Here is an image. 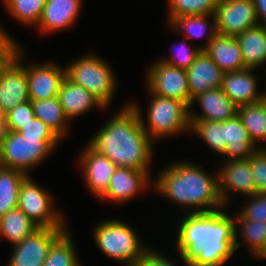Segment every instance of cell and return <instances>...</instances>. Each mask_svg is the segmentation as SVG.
Here are the masks:
<instances>
[{
  "instance_id": "36",
  "label": "cell",
  "mask_w": 266,
  "mask_h": 266,
  "mask_svg": "<svg viewBox=\"0 0 266 266\" xmlns=\"http://www.w3.org/2000/svg\"><path fill=\"white\" fill-rule=\"evenodd\" d=\"M259 148L249 157L257 194H266V147Z\"/></svg>"
},
{
  "instance_id": "37",
  "label": "cell",
  "mask_w": 266,
  "mask_h": 266,
  "mask_svg": "<svg viewBox=\"0 0 266 266\" xmlns=\"http://www.w3.org/2000/svg\"><path fill=\"white\" fill-rule=\"evenodd\" d=\"M186 44H188L187 41L183 40L180 44L181 46H178V49L171 51L173 52L170 56L171 58H161V61L176 68L187 70L202 50L199 47H188Z\"/></svg>"
},
{
  "instance_id": "22",
  "label": "cell",
  "mask_w": 266,
  "mask_h": 266,
  "mask_svg": "<svg viewBox=\"0 0 266 266\" xmlns=\"http://www.w3.org/2000/svg\"><path fill=\"white\" fill-rule=\"evenodd\" d=\"M58 98L69 120L88 112L93 107L107 108L83 86L77 85L67 78L63 80L60 86Z\"/></svg>"
},
{
  "instance_id": "11",
  "label": "cell",
  "mask_w": 266,
  "mask_h": 266,
  "mask_svg": "<svg viewBox=\"0 0 266 266\" xmlns=\"http://www.w3.org/2000/svg\"><path fill=\"white\" fill-rule=\"evenodd\" d=\"M67 228H38L14 244L7 266H43L49 248Z\"/></svg>"
},
{
  "instance_id": "7",
  "label": "cell",
  "mask_w": 266,
  "mask_h": 266,
  "mask_svg": "<svg viewBox=\"0 0 266 266\" xmlns=\"http://www.w3.org/2000/svg\"><path fill=\"white\" fill-rule=\"evenodd\" d=\"M75 60L65 67L66 78L83 86L106 107L109 106L117 85L111 67L95 54H88Z\"/></svg>"
},
{
  "instance_id": "17",
  "label": "cell",
  "mask_w": 266,
  "mask_h": 266,
  "mask_svg": "<svg viewBox=\"0 0 266 266\" xmlns=\"http://www.w3.org/2000/svg\"><path fill=\"white\" fill-rule=\"evenodd\" d=\"M186 74L190 92V105L192 99L198 94L220 88L224 76V72L204 50L196 56L192 65L186 70Z\"/></svg>"
},
{
  "instance_id": "13",
  "label": "cell",
  "mask_w": 266,
  "mask_h": 266,
  "mask_svg": "<svg viewBox=\"0 0 266 266\" xmlns=\"http://www.w3.org/2000/svg\"><path fill=\"white\" fill-rule=\"evenodd\" d=\"M23 66L27 70L30 101L58 96L60 86L66 78L65 67L61 68L52 62Z\"/></svg>"
},
{
  "instance_id": "8",
  "label": "cell",
  "mask_w": 266,
  "mask_h": 266,
  "mask_svg": "<svg viewBox=\"0 0 266 266\" xmlns=\"http://www.w3.org/2000/svg\"><path fill=\"white\" fill-rule=\"evenodd\" d=\"M27 176L19 187L18 208L39 228H68L61 213L53 208L52 196Z\"/></svg>"
},
{
  "instance_id": "14",
  "label": "cell",
  "mask_w": 266,
  "mask_h": 266,
  "mask_svg": "<svg viewBox=\"0 0 266 266\" xmlns=\"http://www.w3.org/2000/svg\"><path fill=\"white\" fill-rule=\"evenodd\" d=\"M23 50L0 78V110L3 114L29 101L27 70L22 65Z\"/></svg>"
},
{
  "instance_id": "42",
  "label": "cell",
  "mask_w": 266,
  "mask_h": 266,
  "mask_svg": "<svg viewBox=\"0 0 266 266\" xmlns=\"http://www.w3.org/2000/svg\"><path fill=\"white\" fill-rule=\"evenodd\" d=\"M253 4L255 7L259 25L266 27V0H253Z\"/></svg>"
},
{
  "instance_id": "4",
  "label": "cell",
  "mask_w": 266,
  "mask_h": 266,
  "mask_svg": "<svg viewBox=\"0 0 266 266\" xmlns=\"http://www.w3.org/2000/svg\"><path fill=\"white\" fill-rule=\"evenodd\" d=\"M127 223L112 219L99 223L93 231L98 248L107 256L133 266L151 249L142 244V240Z\"/></svg>"
},
{
  "instance_id": "18",
  "label": "cell",
  "mask_w": 266,
  "mask_h": 266,
  "mask_svg": "<svg viewBox=\"0 0 266 266\" xmlns=\"http://www.w3.org/2000/svg\"><path fill=\"white\" fill-rule=\"evenodd\" d=\"M194 101L198 102L202 113H195L189 110L190 120H205V121H226L234 118L237 115L238 106L235 105L222 91L221 87L208 90L198 94L192 99L189 107L191 109Z\"/></svg>"
},
{
  "instance_id": "41",
  "label": "cell",
  "mask_w": 266,
  "mask_h": 266,
  "mask_svg": "<svg viewBox=\"0 0 266 266\" xmlns=\"http://www.w3.org/2000/svg\"><path fill=\"white\" fill-rule=\"evenodd\" d=\"M133 266H176L166 256L160 255L159 251L150 249L142 259Z\"/></svg>"
},
{
  "instance_id": "38",
  "label": "cell",
  "mask_w": 266,
  "mask_h": 266,
  "mask_svg": "<svg viewBox=\"0 0 266 266\" xmlns=\"http://www.w3.org/2000/svg\"><path fill=\"white\" fill-rule=\"evenodd\" d=\"M5 115L8 118L11 131H19L35 118L31 101H26L9 110Z\"/></svg>"
},
{
  "instance_id": "20",
  "label": "cell",
  "mask_w": 266,
  "mask_h": 266,
  "mask_svg": "<svg viewBox=\"0 0 266 266\" xmlns=\"http://www.w3.org/2000/svg\"><path fill=\"white\" fill-rule=\"evenodd\" d=\"M82 0H47L36 26L43 33H52L74 25L80 13Z\"/></svg>"
},
{
  "instance_id": "26",
  "label": "cell",
  "mask_w": 266,
  "mask_h": 266,
  "mask_svg": "<svg viewBox=\"0 0 266 266\" xmlns=\"http://www.w3.org/2000/svg\"><path fill=\"white\" fill-rule=\"evenodd\" d=\"M35 117L42 120L61 139L67 133L69 119L65 115L58 96L31 101Z\"/></svg>"
},
{
  "instance_id": "43",
  "label": "cell",
  "mask_w": 266,
  "mask_h": 266,
  "mask_svg": "<svg viewBox=\"0 0 266 266\" xmlns=\"http://www.w3.org/2000/svg\"><path fill=\"white\" fill-rule=\"evenodd\" d=\"M11 129L9 126L8 118L5 114L0 116V146L10 135Z\"/></svg>"
},
{
  "instance_id": "21",
  "label": "cell",
  "mask_w": 266,
  "mask_h": 266,
  "mask_svg": "<svg viewBox=\"0 0 266 266\" xmlns=\"http://www.w3.org/2000/svg\"><path fill=\"white\" fill-rule=\"evenodd\" d=\"M204 51L224 73L246 69L236 37L217 34Z\"/></svg>"
},
{
  "instance_id": "16",
  "label": "cell",
  "mask_w": 266,
  "mask_h": 266,
  "mask_svg": "<svg viewBox=\"0 0 266 266\" xmlns=\"http://www.w3.org/2000/svg\"><path fill=\"white\" fill-rule=\"evenodd\" d=\"M150 174L146 171L117 167L110 179L106 193L100 198L113 201V203H125L136 194H140L150 183Z\"/></svg>"
},
{
  "instance_id": "24",
  "label": "cell",
  "mask_w": 266,
  "mask_h": 266,
  "mask_svg": "<svg viewBox=\"0 0 266 266\" xmlns=\"http://www.w3.org/2000/svg\"><path fill=\"white\" fill-rule=\"evenodd\" d=\"M239 42L245 68L255 69L266 62V27L257 25L240 35Z\"/></svg>"
},
{
  "instance_id": "5",
  "label": "cell",
  "mask_w": 266,
  "mask_h": 266,
  "mask_svg": "<svg viewBox=\"0 0 266 266\" xmlns=\"http://www.w3.org/2000/svg\"><path fill=\"white\" fill-rule=\"evenodd\" d=\"M151 94V103L148 106L147 122L136 103L129 104L140 116L142 128L153 139L167 138L185 131H190L189 106L181 101Z\"/></svg>"
},
{
  "instance_id": "6",
  "label": "cell",
  "mask_w": 266,
  "mask_h": 266,
  "mask_svg": "<svg viewBox=\"0 0 266 266\" xmlns=\"http://www.w3.org/2000/svg\"><path fill=\"white\" fill-rule=\"evenodd\" d=\"M60 140V137H26L18 131H11L0 146L2 166L29 176V170L45 160Z\"/></svg>"
},
{
  "instance_id": "12",
  "label": "cell",
  "mask_w": 266,
  "mask_h": 266,
  "mask_svg": "<svg viewBox=\"0 0 266 266\" xmlns=\"http://www.w3.org/2000/svg\"><path fill=\"white\" fill-rule=\"evenodd\" d=\"M225 161L217 172L219 196L223 205H226L230 196L228 193L233 190L245 196L257 194L250 159Z\"/></svg>"
},
{
  "instance_id": "15",
  "label": "cell",
  "mask_w": 266,
  "mask_h": 266,
  "mask_svg": "<svg viewBox=\"0 0 266 266\" xmlns=\"http://www.w3.org/2000/svg\"><path fill=\"white\" fill-rule=\"evenodd\" d=\"M80 154V165L88 190L97 198L107 191L110 179L117 166L105 155L99 154L86 145Z\"/></svg>"
},
{
  "instance_id": "40",
  "label": "cell",
  "mask_w": 266,
  "mask_h": 266,
  "mask_svg": "<svg viewBox=\"0 0 266 266\" xmlns=\"http://www.w3.org/2000/svg\"><path fill=\"white\" fill-rule=\"evenodd\" d=\"M18 132L26 137H59L42 120L36 117L26 125L22 126Z\"/></svg>"
},
{
  "instance_id": "25",
  "label": "cell",
  "mask_w": 266,
  "mask_h": 266,
  "mask_svg": "<svg viewBox=\"0 0 266 266\" xmlns=\"http://www.w3.org/2000/svg\"><path fill=\"white\" fill-rule=\"evenodd\" d=\"M212 18V24L208 22V17ZM173 31L181 32L186 35V38H199L206 36L207 41L205 45L199 46L201 50H204L209 42L217 35L216 23L214 15H191V16H179L176 17L169 25ZM211 26V27H210Z\"/></svg>"
},
{
  "instance_id": "10",
  "label": "cell",
  "mask_w": 266,
  "mask_h": 266,
  "mask_svg": "<svg viewBox=\"0 0 266 266\" xmlns=\"http://www.w3.org/2000/svg\"><path fill=\"white\" fill-rule=\"evenodd\" d=\"M217 34L237 37L259 25L253 0H219L215 12Z\"/></svg>"
},
{
  "instance_id": "19",
  "label": "cell",
  "mask_w": 266,
  "mask_h": 266,
  "mask_svg": "<svg viewBox=\"0 0 266 266\" xmlns=\"http://www.w3.org/2000/svg\"><path fill=\"white\" fill-rule=\"evenodd\" d=\"M253 70L224 73L221 89L237 106L257 103L265 96L264 92L256 91L258 79Z\"/></svg>"
},
{
  "instance_id": "2",
  "label": "cell",
  "mask_w": 266,
  "mask_h": 266,
  "mask_svg": "<svg viewBox=\"0 0 266 266\" xmlns=\"http://www.w3.org/2000/svg\"><path fill=\"white\" fill-rule=\"evenodd\" d=\"M108 157L117 167L149 173L153 141L142 128L140 116L130 105H124L87 144Z\"/></svg>"
},
{
  "instance_id": "28",
  "label": "cell",
  "mask_w": 266,
  "mask_h": 266,
  "mask_svg": "<svg viewBox=\"0 0 266 266\" xmlns=\"http://www.w3.org/2000/svg\"><path fill=\"white\" fill-rule=\"evenodd\" d=\"M235 225V250L239 249L241 244L238 242V233L243 237V242L247 244L252 255L257 256L266 244V223L259 220L245 219L238 211L236 217L234 216ZM236 225L239 226V231ZM246 241V242H245Z\"/></svg>"
},
{
  "instance_id": "27",
  "label": "cell",
  "mask_w": 266,
  "mask_h": 266,
  "mask_svg": "<svg viewBox=\"0 0 266 266\" xmlns=\"http://www.w3.org/2000/svg\"><path fill=\"white\" fill-rule=\"evenodd\" d=\"M38 228L18 207L0 217V236L13 245L28 237Z\"/></svg>"
},
{
  "instance_id": "23",
  "label": "cell",
  "mask_w": 266,
  "mask_h": 266,
  "mask_svg": "<svg viewBox=\"0 0 266 266\" xmlns=\"http://www.w3.org/2000/svg\"><path fill=\"white\" fill-rule=\"evenodd\" d=\"M224 135L227 145L225 152L221 156L226 158V160L249 159L259 148L252 142L238 115L224 121Z\"/></svg>"
},
{
  "instance_id": "1",
  "label": "cell",
  "mask_w": 266,
  "mask_h": 266,
  "mask_svg": "<svg viewBox=\"0 0 266 266\" xmlns=\"http://www.w3.org/2000/svg\"><path fill=\"white\" fill-rule=\"evenodd\" d=\"M177 227V250L187 266H221L236 252L234 217L223 210L189 211Z\"/></svg>"
},
{
  "instance_id": "45",
  "label": "cell",
  "mask_w": 266,
  "mask_h": 266,
  "mask_svg": "<svg viewBox=\"0 0 266 266\" xmlns=\"http://www.w3.org/2000/svg\"><path fill=\"white\" fill-rule=\"evenodd\" d=\"M257 256L258 258H266V244L264 246V249Z\"/></svg>"
},
{
  "instance_id": "29",
  "label": "cell",
  "mask_w": 266,
  "mask_h": 266,
  "mask_svg": "<svg viewBox=\"0 0 266 266\" xmlns=\"http://www.w3.org/2000/svg\"><path fill=\"white\" fill-rule=\"evenodd\" d=\"M27 175L19 170H0V217L18 206L19 187Z\"/></svg>"
},
{
  "instance_id": "34",
  "label": "cell",
  "mask_w": 266,
  "mask_h": 266,
  "mask_svg": "<svg viewBox=\"0 0 266 266\" xmlns=\"http://www.w3.org/2000/svg\"><path fill=\"white\" fill-rule=\"evenodd\" d=\"M219 0H168V24L176 17L191 15H214Z\"/></svg>"
},
{
  "instance_id": "31",
  "label": "cell",
  "mask_w": 266,
  "mask_h": 266,
  "mask_svg": "<svg viewBox=\"0 0 266 266\" xmlns=\"http://www.w3.org/2000/svg\"><path fill=\"white\" fill-rule=\"evenodd\" d=\"M237 115L255 145L258 141L266 140V118L260 102L238 106Z\"/></svg>"
},
{
  "instance_id": "35",
  "label": "cell",
  "mask_w": 266,
  "mask_h": 266,
  "mask_svg": "<svg viewBox=\"0 0 266 266\" xmlns=\"http://www.w3.org/2000/svg\"><path fill=\"white\" fill-rule=\"evenodd\" d=\"M22 51L14 39L0 27V78Z\"/></svg>"
},
{
  "instance_id": "44",
  "label": "cell",
  "mask_w": 266,
  "mask_h": 266,
  "mask_svg": "<svg viewBox=\"0 0 266 266\" xmlns=\"http://www.w3.org/2000/svg\"><path fill=\"white\" fill-rule=\"evenodd\" d=\"M259 102L263 105L266 118V95Z\"/></svg>"
},
{
  "instance_id": "32",
  "label": "cell",
  "mask_w": 266,
  "mask_h": 266,
  "mask_svg": "<svg viewBox=\"0 0 266 266\" xmlns=\"http://www.w3.org/2000/svg\"><path fill=\"white\" fill-rule=\"evenodd\" d=\"M190 131L199 135L213 152L218 155L225 152L227 144L224 135V121L190 120Z\"/></svg>"
},
{
  "instance_id": "33",
  "label": "cell",
  "mask_w": 266,
  "mask_h": 266,
  "mask_svg": "<svg viewBox=\"0 0 266 266\" xmlns=\"http://www.w3.org/2000/svg\"><path fill=\"white\" fill-rule=\"evenodd\" d=\"M47 0H4L9 14L18 22L37 26Z\"/></svg>"
},
{
  "instance_id": "3",
  "label": "cell",
  "mask_w": 266,
  "mask_h": 266,
  "mask_svg": "<svg viewBox=\"0 0 266 266\" xmlns=\"http://www.w3.org/2000/svg\"><path fill=\"white\" fill-rule=\"evenodd\" d=\"M199 166L189 161L170 164L153 180L155 190L187 212V206L195 208L191 213L221 210L224 205L219 196L218 173L211 177Z\"/></svg>"
},
{
  "instance_id": "46",
  "label": "cell",
  "mask_w": 266,
  "mask_h": 266,
  "mask_svg": "<svg viewBox=\"0 0 266 266\" xmlns=\"http://www.w3.org/2000/svg\"><path fill=\"white\" fill-rule=\"evenodd\" d=\"M2 167H3V166H2V162H1V160H0V170L2 169Z\"/></svg>"
},
{
  "instance_id": "39",
  "label": "cell",
  "mask_w": 266,
  "mask_h": 266,
  "mask_svg": "<svg viewBox=\"0 0 266 266\" xmlns=\"http://www.w3.org/2000/svg\"><path fill=\"white\" fill-rule=\"evenodd\" d=\"M248 197L251 199L250 202L243 206L239 213L245 219L266 223V194H254Z\"/></svg>"
},
{
  "instance_id": "30",
  "label": "cell",
  "mask_w": 266,
  "mask_h": 266,
  "mask_svg": "<svg viewBox=\"0 0 266 266\" xmlns=\"http://www.w3.org/2000/svg\"><path fill=\"white\" fill-rule=\"evenodd\" d=\"M79 263L71 233L67 228L49 248L43 266H81Z\"/></svg>"
},
{
  "instance_id": "9",
  "label": "cell",
  "mask_w": 266,
  "mask_h": 266,
  "mask_svg": "<svg viewBox=\"0 0 266 266\" xmlns=\"http://www.w3.org/2000/svg\"><path fill=\"white\" fill-rule=\"evenodd\" d=\"M146 81L148 92L184 102L190 107L186 70L158 60L148 68Z\"/></svg>"
}]
</instances>
